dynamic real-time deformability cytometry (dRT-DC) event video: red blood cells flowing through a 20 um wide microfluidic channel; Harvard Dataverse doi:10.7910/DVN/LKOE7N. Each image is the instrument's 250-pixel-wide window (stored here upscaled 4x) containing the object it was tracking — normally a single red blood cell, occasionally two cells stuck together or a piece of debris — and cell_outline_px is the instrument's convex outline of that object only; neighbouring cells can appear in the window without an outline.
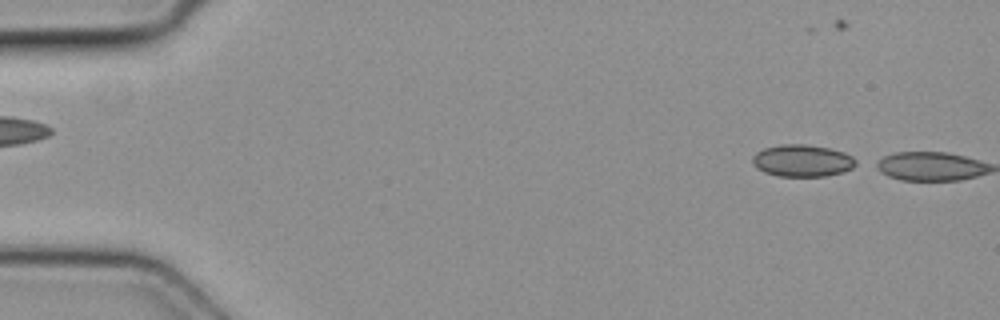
{"species": "common noctule bat (a hibernating species)", "species_latin": "Nyctalus noctula", "temperature_condition": "cold", "stored_images_in_passage": 4, "segment_of_instrument_passage": [2, 2], "camera_frame_rate_fps": 3000, "um_per_image_px": 0.085, "animal": {"sex": "female", "body_mass_g": 19.3, "forearm_length_mm": 54.1}, "frame": {"image": 1, "passage_image": 4, "time_ms": 1.0, "image_size_px": [1000, 320], "cell_outline_px": [[860, 164], [852, 168], [840, 172], [824, 176], [780, 176], [764, 172], [756, 168], [752, 164], [752, 156], [756, 152], [764, 148], [780, 144], [804, 144], [828, 148], [844, 152], [852, 156]], "centroid_in_image_um": [68.18, 13.65], "position_along_channel_um": 16.8, "area_um2": 19.36}}